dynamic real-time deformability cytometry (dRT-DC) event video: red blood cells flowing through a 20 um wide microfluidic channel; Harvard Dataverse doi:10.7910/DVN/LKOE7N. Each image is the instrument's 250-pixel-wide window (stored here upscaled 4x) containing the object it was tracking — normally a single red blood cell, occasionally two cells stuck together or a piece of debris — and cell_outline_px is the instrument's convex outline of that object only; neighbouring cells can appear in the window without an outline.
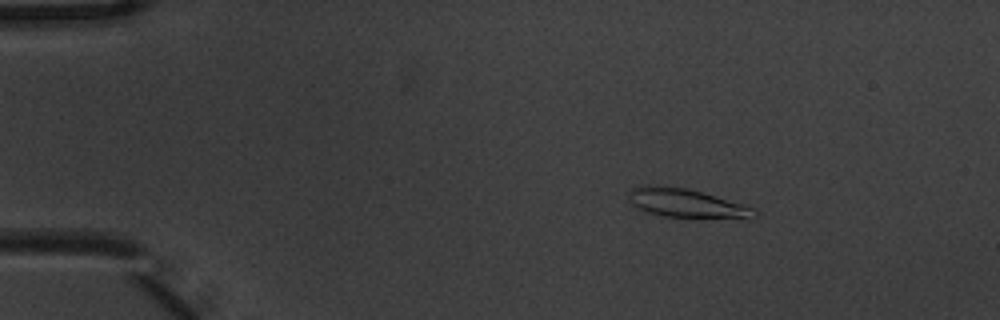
{"species": "common noctule bat (a hibernating species)", "species_latin": "Nyctalus noctula", "temperature_condition": "warm", "stored_images_in_passage": 6, "camera_frame_rate_fps": 3000, "um_per_image_px": 0.085, "animal": {"sex": "male", "body_mass_g": 20.1, "forearm_length_mm": 53.5}, "frame": {"image": 1, "passage_image": 3, "time_ms": 0.667, "image_size_px": [1000, 320], "cell_outline_px": [[760, 212], [752, 220], [748, 220], [664, 216], [648, 212], [632, 204], [628, 200], [632, 188], [640, 184], [652, 184], [688, 188], [704, 192], [756, 208]], "centroid_in_image_um": [58.47, 17.28], "position_along_channel_um": 26.5, "area_um2": 21.91}}
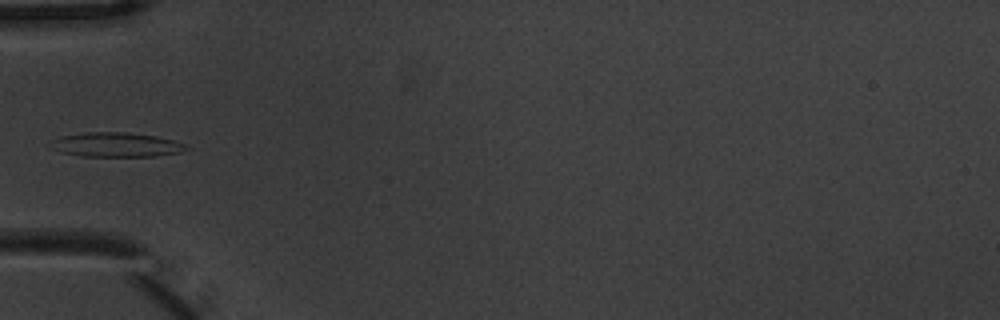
{"frame": {"image": 2, "passage_image": 6, "time_ms": 1.667, "image_size_px": [1000, 320], "cell_outline_px": [[188, 148], [180, 152], [156, 156], [80, 156], [60, 152], [44, 144], [48, 140], [60, 136], [88, 132], [124, 132], [156, 136], [172, 140], [184, 144]], "centroid_in_image_um": [9.74, 12.3], "position_along_channel_um": 75.3, "area_um2": 19.42}}